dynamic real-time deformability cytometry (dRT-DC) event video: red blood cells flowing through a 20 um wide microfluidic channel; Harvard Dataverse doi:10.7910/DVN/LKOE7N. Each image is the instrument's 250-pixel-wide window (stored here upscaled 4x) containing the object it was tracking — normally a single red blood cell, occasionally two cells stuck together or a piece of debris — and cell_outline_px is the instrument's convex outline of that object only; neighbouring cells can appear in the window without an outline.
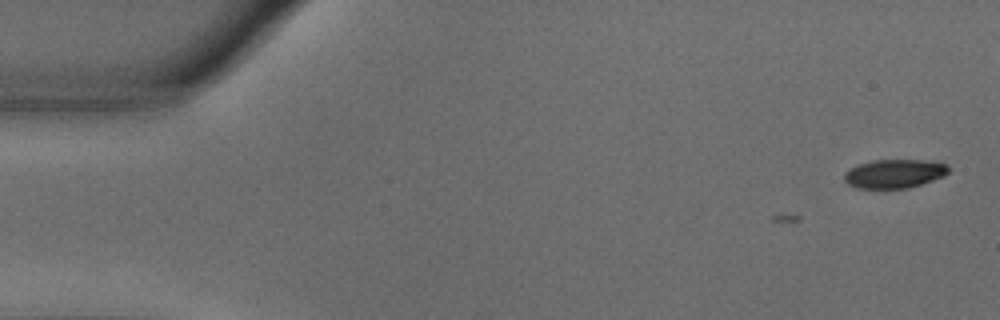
{"species": "common noctule bat (a hibernating species)", "species_latin": "Nyctalus noctula", "temperature_condition": "warm", "stored_images_in_passage": 11, "camera_frame_rate_fps": 3000, "um_per_image_px": 0.085, "animal": {"sex": "male", "body_mass_g": 18.8}, "frame": {"image": 1, "passage_image": 1, "time_ms": 0.0, "image_size_px": [1000, 320], "cell_outline_px": [[948, 172], [944, 176], [908, 188], [856, 188], [848, 184], [844, 180], [844, 172], [860, 164], [872, 160], [924, 160], [944, 164], [948, 168]], "centroid_in_image_um": [75.98, 14.76], "position_along_channel_um": 9.0, "area_um2": 17.22}}